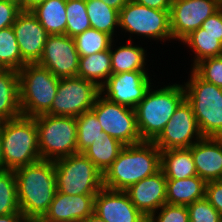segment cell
I'll list each match as a JSON object with an SVG mask.
<instances>
[{
	"label": "cell",
	"mask_w": 222,
	"mask_h": 222,
	"mask_svg": "<svg viewBox=\"0 0 222 222\" xmlns=\"http://www.w3.org/2000/svg\"><path fill=\"white\" fill-rule=\"evenodd\" d=\"M14 172L20 212L26 220L42 218L57 191L54 161L41 159Z\"/></svg>",
	"instance_id": "cell-1"
},
{
	"label": "cell",
	"mask_w": 222,
	"mask_h": 222,
	"mask_svg": "<svg viewBox=\"0 0 222 222\" xmlns=\"http://www.w3.org/2000/svg\"><path fill=\"white\" fill-rule=\"evenodd\" d=\"M161 170V150L153 141L124 146L103 174V187L126 191L130 186Z\"/></svg>",
	"instance_id": "cell-2"
},
{
	"label": "cell",
	"mask_w": 222,
	"mask_h": 222,
	"mask_svg": "<svg viewBox=\"0 0 222 222\" xmlns=\"http://www.w3.org/2000/svg\"><path fill=\"white\" fill-rule=\"evenodd\" d=\"M152 90L149 88L144 98L135 107L142 141H154L185 99L184 85L173 84Z\"/></svg>",
	"instance_id": "cell-3"
},
{
	"label": "cell",
	"mask_w": 222,
	"mask_h": 222,
	"mask_svg": "<svg viewBox=\"0 0 222 222\" xmlns=\"http://www.w3.org/2000/svg\"><path fill=\"white\" fill-rule=\"evenodd\" d=\"M4 170H15L41 160L35 118L19 116L1 121Z\"/></svg>",
	"instance_id": "cell-4"
},
{
	"label": "cell",
	"mask_w": 222,
	"mask_h": 222,
	"mask_svg": "<svg viewBox=\"0 0 222 222\" xmlns=\"http://www.w3.org/2000/svg\"><path fill=\"white\" fill-rule=\"evenodd\" d=\"M22 116L47 114L57 93L60 78L38 63H27L19 71Z\"/></svg>",
	"instance_id": "cell-5"
},
{
	"label": "cell",
	"mask_w": 222,
	"mask_h": 222,
	"mask_svg": "<svg viewBox=\"0 0 222 222\" xmlns=\"http://www.w3.org/2000/svg\"><path fill=\"white\" fill-rule=\"evenodd\" d=\"M185 84V99L191 104L203 137L222 138V88L201 79L193 70Z\"/></svg>",
	"instance_id": "cell-6"
},
{
	"label": "cell",
	"mask_w": 222,
	"mask_h": 222,
	"mask_svg": "<svg viewBox=\"0 0 222 222\" xmlns=\"http://www.w3.org/2000/svg\"><path fill=\"white\" fill-rule=\"evenodd\" d=\"M41 159L55 161L78 153L77 122L72 116H36Z\"/></svg>",
	"instance_id": "cell-7"
},
{
	"label": "cell",
	"mask_w": 222,
	"mask_h": 222,
	"mask_svg": "<svg viewBox=\"0 0 222 222\" xmlns=\"http://www.w3.org/2000/svg\"><path fill=\"white\" fill-rule=\"evenodd\" d=\"M57 191L66 195H96L103 188V174L83 153L54 161Z\"/></svg>",
	"instance_id": "cell-8"
},
{
	"label": "cell",
	"mask_w": 222,
	"mask_h": 222,
	"mask_svg": "<svg viewBox=\"0 0 222 222\" xmlns=\"http://www.w3.org/2000/svg\"><path fill=\"white\" fill-rule=\"evenodd\" d=\"M100 88L80 77L60 78L57 93L47 115L78 117L94 106Z\"/></svg>",
	"instance_id": "cell-9"
},
{
	"label": "cell",
	"mask_w": 222,
	"mask_h": 222,
	"mask_svg": "<svg viewBox=\"0 0 222 222\" xmlns=\"http://www.w3.org/2000/svg\"><path fill=\"white\" fill-rule=\"evenodd\" d=\"M102 95L100 93L97 96L91 110L96 114L103 131L125 146L142 142L135 109L112 102Z\"/></svg>",
	"instance_id": "cell-10"
},
{
	"label": "cell",
	"mask_w": 222,
	"mask_h": 222,
	"mask_svg": "<svg viewBox=\"0 0 222 222\" xmlns=\"http://www.w3.org/2000/svg\"><path fill=\"white\" fill-rule=\"evenodd\" d=\"M119 27L146 38L172 39L170 11L149 8L131 0L119 11Z\"/></svg>",
	"instance_id": "cell-11"
},
{
	"label": "cell",
	"mask_w": 222,
	"mask_h": 222,
	"mask_svg": "<svg viewBox=\"0 0 222 222\" xmlns=\"http://www.w3.org/2000/svg\"><path fill=\"white\" fill-rule=\"evenodd\" d=\"M202 138L192 106L184 99L153 142L160 150H169L190 148Z\"/></svg>",
	"instance_id": "cell-12"
},
{
	"label": "cell",
	"mask_w": 222,
	"mask_h": 222,
	"mask_svg": "<svg viewBox=\"0 0 222 222\" xmlns=\"http://www.w3.org/2000/svg\"><path fill=\"white\" fill-rule=\"evenodd\" d=\"M222 7V0H172L170 29L172 39L183 40Z\"/></svg>",
	"instance_id": "cell-13"
},
{
	"label": "cell",
	"mask_w": 222,
	"mask_h": 222,
	"mask_svg": "<svg viewBox=\"0 0 222 222\" xmlns=\"http://www.w3.org/2000/svg\"><path fill=\"white\" fill-rule=\"evenodd\" d=\"M79 58L74 38L66 34L49 35L38 64L58 78L77 77Z\"/></svg>",
	"instance_id": "cell-14"
},
{
	"label": "cell",
	"mask_w": 222,
	"mask_h": 222,
	"mask_svg": "<svg viewBox=\"0 0 222 222\" xmlns=\"http://www.w3.org/2000/svg\"><path fill=\"white\" fill-rule=\"evenodd\" d=\"M150 87L146 71H130L112 74L100 87V93L112 102L135 109Z\"/></svg>",
	"instance_id": "cell-15"
},
{
	"label": "cell",
	"mask_w": 222,
	"mask_h": 222,
	"mask_svg": "<svg viewBox=\"0 0 222 222\" xmlns=\"http://www.w3.org/2000/svg\"><path fill=\"white\" fill-rule=\"evenodd\" d=\"M12 28L26 63H38L49 34L31 11L22 10Z\"/></svg>",
	"instance_id": "cell-16"
},
{
	"label": "cell",
	"mask_w": 222,
	"mask_h": 222,
	"mask_svg": "<svg viewBox=\"0 0 222 222\" xmlns=\"http://www.w3.org/2000/svg\"><path fill=\"white\" fill-rule=\"evenodd\" d=\"M94 213L106 222H148L125 191L104 187L95 196Z\"/></svg>",
	"instance_id": "cell-17"
},
{
	"label": "cell",
	"mask_w": 222,
	"mask_h": 222,
	"mask_svg": "<svg viewBox=\"0 0 222 222\" xmlns=\"http://www.w3.org/2000/svg\"><path fill=\"white\" fill-rule=\"evenodd\" d=\"M133 205L148 219L166 204L167 179L160 170L125 191Z\"/></svg>",
	"instance_id": "cell-18"
},
{
	"label": "cell",
	"mask_w": 222,
	"mask_h": 222,
	"mask_svg": "<svg viewBox=\"0 0 222 222\" xmlns=\"http://www.w3.org/2000/svg\"><path fill=\"white\" fill-rule=\"evenodd\" d=\"M96 195H66L56 191L42 219L49 222L83 220L94 212Z\"/></svg>",
	"instance_id": "cell-19"
},
{
	"label": "cell",
	"mask_w": 222,
	"mask_h": 222,
	"mask_svg": "<svg viewBox=\"0 0 222 222\" xmlns=\"http://www.w3.org/2000/svg\"><path fill=\"white\" fill-rule=\"evenodd\" d=\"M189 149L200 178L206 182L222 180V138L203 137Z\"/></svg>",
	"instance_id": "cell-20"
},
{
	"label": "cell",
	"mask_w": 222,
	"mask_h": 222,
	"mask_svg": "<svg viewBox=\"0 0 222 222\" xmlns=\"http://www.w3.org/2000/svg\"><path fill=\"white\" fill-rule=\"evenodd\" d=\"M21 115L19 73L14 69H3L0 72V120H11Z\"/></svg>",
	"instance_id": "cell-21"
},
{
	"label": "cell",
	"mask_w": 222,
	"mask_h": 222,
	"mask_svg": "<svg viewBox=\"0 0 222 222\" xmlns=\"http://www.w3.org/2000/svg\"><path fill=\"white\" fill-rule=\"evenodd\" d=\"M161 171L167 180H183L197 176L190 149L161 150Z\"/></svg>",
	"instance_id": "cell-22"
},
{
	"label": "cell",
	"mask_w": 222,
	"mask_h": 222,
	"mask_svg": "<svg viewBox=\"0 0 222 222\" xmlns=\"http://www.w3.org/2000/svg\"><path fill=\"white\" fill-rule=\"evenodd\" d=\"M207 182L197 176L183 180H167L166 203L189 205L205 197Z\"/></svg>",
	"instance_id": "cell-23"
},
{
	"label": "cell",
	"mask_w": 222,
	"mask_h": 222,
	"mask_svg": "<svg viewBox=\"0 0 222 222\" xmlns=\"http://www.w3.org/2000/svg\"><path fill=\"white\" fill-rule=\"evenodd\" d=\"M111 75L110 49L87 56H80L77 77L89 80L100 88Z\"/></svg>",
	"instance_id": "cell-24"
},
{
	"label": "cell",
	"mask_w": 222,
	"mask_h": 222,
	"mask_svg": "<svg viewBox=\"0 0 222 222\" xmlns=\"http://www.w3.org/2000/svg\"><path fill=\"white\" fill-rule=\"evenodd\" d=\"M31 12L36 16L49 35L65 34L66 0H46Z\"/></svg>",
	"instance_id": "cell-25"
},
{
	"label": "cell",
	"mask_w": 222,
	"mask_h": 222,
	"mask_svg": "<svg viewBox=\"0 0 222 222\" xmlns=\"http://www.w3.org/2000/svg\"><path fill=\"white\" fill-rule=\"evenodd\" d=\"M110 45L112 74L145 70V50L139 46H132L131 40L127 45L120 46L113 52Z\"/></svg>",
	"instance_id": "cell-26"
},
{
	"label": "cell",
	"mask_w": 222,
	"mask_h": 222,
	"mask_svg": "<svg viewBox=\"0 0 222 222\" xmlns=\"http://www.w3.org/2000/svg\"><path fill=\"white\" fill-rule=\"evenodd\" d=\"M124 146L117 139L106 135L104 139L94 140L82 153L104 174L118 157Z\"/></svg>",
	"instance_id": "cell-27"
},
{
	"label": "cell",
	"mask_w": 222,
	"mask_h": 222,
	"mask_svg": "<svg viewBox=\"0 0 222 222\" xmlns=\"http://www.w3.org/2000/svg\"><path fill=\"white\" fill-rule=\"evenodd\" d=\"M182 42L189 45L196 53L193 67L206 58L222 55V35L205 33L201 27L191 32Z\"/></svg>",
	"instance_id": "cell-28"
},
{
	"label": "cell",
	"mask_w": 222,
	"mask_h": 222,
	"mask_svg": "<svg viewBox=\"0 0 222 222\" xmlns=\"http://www.w3.org/2000/svg\"><path fill=\"white\" fill-rule=\"evenodd\" d=\"M86 9L91 28L114 37V28L119 27V11L101 0H86Z\"/></svg>",
	"instance_id": "cell-29"
},
{
	"label": "cell",
	"mask_w": 222,
	"mask_h": 222,
	"mask_svg": "<svg viewBox=\"0 0 222 222\" xmlns=\"http://www.w3.org/2000/svg\"><path fill=\"white\" fill-rule=\"evenodd\" d=\"M77 122V150L82 153L94 140L105 138L108 135L103 131L96 114L90 110L76 117Z\"/></svg>",
	"instance_id": "cell-30"
},
{
	"label": "cell",
	"mask_w": 222,
	"mask_h": 222,
	"mask_svg": "<svg viewBox=\"0 0 222 222\" xmlns=\"http://www.w3.org/2000/svg\"><path fill=\"white\" fill-rule=\"evenodd\" d=\"M25 64L12 26L0 29V65L19 71Z\"/></svg>",
	"instance_id": "cell-31"
},
{
	"label": "cell",
	"mask_w": 222,
	"mask_h": 222,
	"mask_svg": "<svg viewBox=\"0 0 222 222\" xmlns=\"http://www.w3.org/2000/svg\"><path fill=\"white\" fill-rule=\"evenodd\" d=\"M22 214L17 197V182L14 170H0V216Z\"/></svg>",
	"instance_id": "cell-32"
},
{
	"label": "cell",
	"mask_w": 222,
	"mask_h": 222,
	"mask_svg": "<svg viewBox=\"0 0 222 222\" xmlns=\"http://www.w3.org/2000/svg\"><path fill=\"white\" fill-rule=\"evenodd\" d=\"M79 56H87L110 49L113 38L94 28L85 30L74 37Z\"/></svg>",
	"instance_id": "cell-33"
},
{
	"label": "cell",
	"mask_w": 222,
	"mask_h": 222,
	"mask_svg": "<svg viewBox=\"0 0 222 222\" xmlns=\"http://www.w3.org/2000/svg\"><path fill=\"white\" fill-rule=\"evenodd\" d=\"M66 18L65 34L71 38L91 28L86 0H66Z\"/></svg>",
	"instance_id": "cell-34"
},
{
	"label": "cell",
	"mask_w": 222,
	"mask_h": 222,
	"mask_svg": "<svg viewBox=\"0 0 222 222\" xmlns=\"http://www.w3.org/2000/svg\"><path fill=\"white\" fill-rule=\"evenodd\" d=\"M192 70L204 81L222 88V55L206 58L197 63Z\"/></svg>",
	"instance_id": "cell-35"
},
{
	"label": "cell",
	"mask_w": 222,
	"mask_h": 222,
	"mask_svg": "<svg viewBox=\"0 0 222 222\" xmlns=\"http://www.w3.org/2000/svg\"><path fill=\"white\" fill-rule=\"evenodd\" d=\"M190 222H222L221 214L204 197L187 205Z\"/></svg>",
	"instance_id": "cell-36"
},
{
	"label": "cell",
	"mask_w": 222,
	"mask_h": 222,
	"mask_svg": "<svg viewBox=\"0 0 222 222\" xmlns=\"http://www.w3.org/2000/svg\"><path fill=\"white\" fill-rule=\"evenodd\" d=\"M159 214H152L148 222H190L187 205L164 204ZM156 217V218H155Z\"/></svg>",
	"instance_id": "cell-37"
},
{
	"label": "cell",
	"mask_w": 222,
	"mask_h": 222,
	"mask_svg": "<svg viewBox=\"0 0 222 222\" xmlns=\"http://www.w3.org/2000/svg\"><path fill=\"white\" fill-rule=\"evenodd\" d=\"M21 11L18 3L11 0H0V29L12 26Z\"/></svg>",
	"instance_id": "cell-38"
},
{
	"label": "cell",
	"mask_w": 222,
	"mask_h": 222,
	"mask_svg": "<svg viewBox=\"0 0 222 222\" xmlns=\"http://www.w3.org/2000/svg\"><path fill=\"white\" fill-rule=\"evenodd\" d=\"M205 198L222 216V180L207 182Z\"/></svg>",
	"instance_id": "cell-39"
},
{
	"label": "cell",
	"mask_w": 222,
	"mask_h": 222,
	"mask_svg": "<svg viewBox=\"0 0 222 222\" xmlns=\"http://www.w3.org/2000/svg\"><path fill=\"white\" fill-rule=\"evenodd\" d=\"M201 28L205 30V33L212 35H222V7L209 16L203 23Z\"/></svg>",
	"instance_id": "cell-40"
},
{
	"label": "cell",
	"mask_w": 222,
	"mask_h": 222,
	"mask_svg": "<svg viewBox=\"0 0 222 222\" xmlns=\"http://www.w3.org/2000/svg\"><path fill=\"white\" fill-rule=\"evenodd\" d=\"M131 1L143 6H147L149 8L170 11L172 0H131Z\"/></svg>",
	"instance_id": "cell-41"
},
{
	"label": "cell",
	"mask_w": 222,
	"mask_h": 222,
	"mask_svg": "<svg viewBox=\"0 0 222 222\" xmlns=\"http://www.w3.org/2000/svg\"><path fill=\"white\" fill-rule=\"evenodd\" d=\"M23 214H8L0 216V222H24Z\"/></svg>",
	"instance_id": "cell-42"
},
{
	"label": "cell",
	"mask_w": 222,
	"mask_h": 222,
	"mask_svg": "<svg viewBox=\"0 0 222 222\" xmlns=\"http://www.w3.org/2000/svg\"><path fill=\"white\" fill-rule=\"evenodd\" d=\"M108 6L120 11L130 0H101Z\"/></svg>",
	"instance_id": "cell-43"
},
{
	"label": "cell",
	"mask_w": 222,
	"mask_h": 222,
	"mask_svg": "<svg viewBox=\"0 0 222 222\" xmlns=\"http://www.w3.org/2000/svg\"><path fill=\"white\" fill-rule=\"evenodd\" d=\"M46 0H24V11H31Z\"/></svg>",
	"instance_id": "cell-44"
},
{
	"label": "cell",
	"mask_w": 222,
	"mask_h": 222,
	"mask_svg": "<svg viewBox=\"0 0 222 222\" xmlns=\"http://www.w3.org/2000/svg\"><path fill=\"white\" fill-rule=\"evenodd\" d=\"M83 222H106V221L101 219L97 214L93 212L91 215L83 219Z\"/></svg>",
	"instance_id": "cell-45"
},
{
	"label": "cell",
	"mask_w": 222,
	"mask_h": 222,
	"mask_svg": "<svg viewBox=\"0 0 222 222\" xmlns=\"http://www.w3.org/2000/svg\"><path fill=\"white\" fill-rule=\"evenodd\" d=\"M0 170H4V161H3V152H2L1 139H0Z\"/></svg>",
	"instance_id": "cell-46"
},
{
	"label": "cell",
	"mask_w": 222,
	"mask_h": 222,
	"mask_svg": "<svg viewBox=\"0 0 222 222\" xmlns=\"http://www.w3.org/2000/svg\"><path fill=\"white\" fill-rule=\"evenodd\" d=\"M11 1L18 3L21 7V10H24V0H11Z\"/></svg>",
	"instance_id": "cell-47"
},
{
	"label": "cell",
	"mask_w": 222,
	"mask_h": 222,
	"mask_svg": "<svg viewBox=\"0 0 222 222\" xmlns=\"http://www.w3.org/2000/svg\"><path fill=\"white\" fill-rule=\"evenodd\" d=\"M24 222H40V218L39 219H29V220H25Z\"/></svg>",
	"instance_id": "cell-48"
},
{
	"label": "cell",
	"mask_w": 222,
	"mask_h": 222,
	"mask_svg": "<svg viewBox=\"0 0 222 222\" xmlns=\"http://www.w3.org/2000/svg\"><path fill=\"white\" fill-rule=\"evenodd\" d=\"M68 222H83V220H71V221H68Z\"/></svg>",
	"instance_id": "cell-49"
},
{
	"label": "cell",
	"mask_w": 222,
	"mask_h": 222,
	"mask_svg": "<svg viewBox=\"0 0 222 222\" xmlns=\"http://www.w3.org/2000/svg\"><path fill=\"white\" fill-rule=\"evenodd\" d=\"M40 222H49V221H44L42 218H40Z\"/></svg>",
	"instance_id": "cell-50"
},
{
	"label": "cell",
	"mask_w": 222,
	"mask_h": 222,
	"mask_svg": "<svg viewBox=\"0 0 222 222\" xmlns=\"http://www.w3.org/2000/svg\"><path fill=\"white\" fill-rule=\"evenodd\" d=\"M4 68L0 65V72L3 70Z\"/></svg>",
	"instance_id": "cell-51"
}]
</instances>
